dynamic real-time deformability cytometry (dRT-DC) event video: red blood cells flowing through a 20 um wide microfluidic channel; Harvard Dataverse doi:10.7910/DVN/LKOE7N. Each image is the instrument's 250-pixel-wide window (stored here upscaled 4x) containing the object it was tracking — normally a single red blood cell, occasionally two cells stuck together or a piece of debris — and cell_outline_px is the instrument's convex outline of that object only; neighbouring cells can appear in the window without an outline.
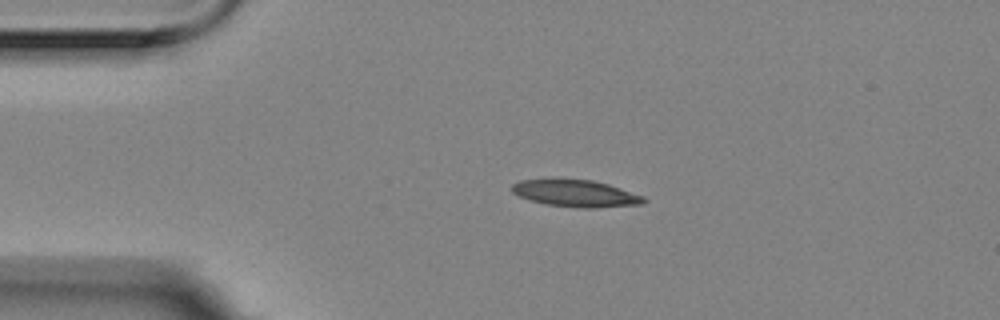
{"species": "Egyptian fruit bat (a non-hibernating species)", "species_latin": "Rousettus aegyptiacus", "temperature_condition": "room temperature", "stored_images_in_passage": 4, "camera_frame_rate_fps": 3000, "um_per_image_px": 0.085, "animal": {"sex": "female"}, "frame": {"image": 1, "passage_image": 3, "time_ms": 0.667, "image_size_px": [1000, 320], "cell_outline_px": [[648, 200], [644, 204], [596, 208], [580, 208], [548, 204], [532, 200], [520, 196], [512, 192], [512, 184], [520, 180], [592, 180], [608, 184], [644, 196]], "centroid_in_image_um": [49.01, 16.45], "position_along_channel_um": 36.0, "area_um2": 20.35}}